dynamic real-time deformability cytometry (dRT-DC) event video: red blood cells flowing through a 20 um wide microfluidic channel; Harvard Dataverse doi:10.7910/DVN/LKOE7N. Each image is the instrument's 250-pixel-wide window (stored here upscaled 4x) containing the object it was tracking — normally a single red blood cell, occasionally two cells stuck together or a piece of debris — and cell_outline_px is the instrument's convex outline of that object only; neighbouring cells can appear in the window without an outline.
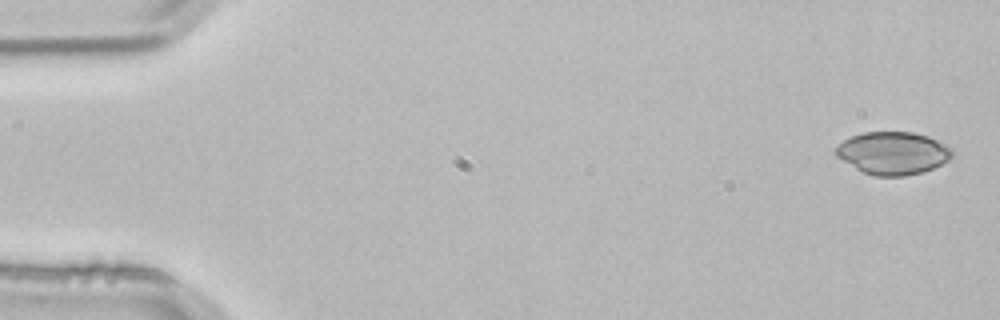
{"species": "common noctule bat (a hibernating species)", "species_latin": "Nyctalus noctula", "temperature_condition": "room temperature", "stored_images_in_passage": 5, "segment_of_instrument_passage": [2, 2], "camera_frame_rate_fps": 3000, "um_per_image_px": 0.085, "animal": {"sex": "male", "body_mass_g": 21.5, "forearm_length_mm": 52.0}, "frame": {"image": 1, "passage_image": 5, "time_ms": 1.333, "image_size_px": [1000, 320], "cell_outline_px": [[952, 156], [948, 160], [932, 168], [920, 172], [904, 176], [872, 176], [860, 172], [836, 156], [836, 148], [844, 140], [852, 136], [864, 132], [912, 132], [928, 136], [952, 148]], "centroid_in_image_um": [75.87, 13.02], "position_along_channel_um": 9.1, "area_um2": 28.78}}